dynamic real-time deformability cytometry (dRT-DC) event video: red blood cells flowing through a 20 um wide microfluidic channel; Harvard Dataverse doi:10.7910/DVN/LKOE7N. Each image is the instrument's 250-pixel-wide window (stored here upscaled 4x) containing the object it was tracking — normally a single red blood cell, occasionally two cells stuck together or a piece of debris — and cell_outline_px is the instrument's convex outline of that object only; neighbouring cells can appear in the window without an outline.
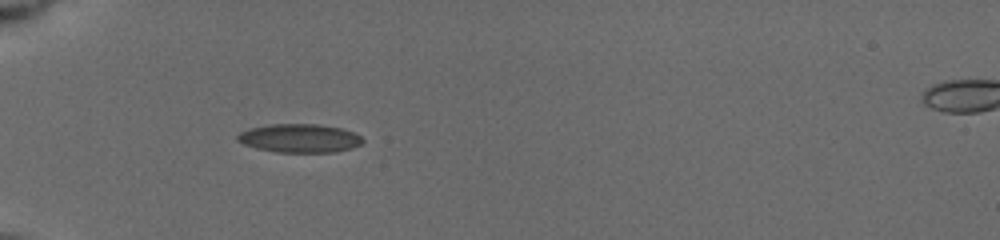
{"species": "common noctule bat (a hibernating species)", "species_latin": "Nyctalus noctula", "temperature_condition": "cold", "stored_images_in_passage": 36, "camera_frame_rate_fps": 3000, "um_per_image_px": 0.085, "animal": {"sex": "female", "body_mass_g": 19.5, "forearm_length_mm": 54.1}, "frame": {"image": 1, "passage_image": 12, "time_ms": 6.333, "image_size_px": [1000, 240], "cell_outline_px": [[364, 140], [360, 144], [352, 148], [336, 152], [276, 152], [256, 148], [244, 144], [236, 140], [236, 136], [240, 132], [252, 128], [272, 124], [316, 124], [340, 128], [352, 132], [360, 136]], "centroid_in_image_um": [25.45, 11.76], "position_along_channel_um": 59.5, "area_um2": 20.69}}
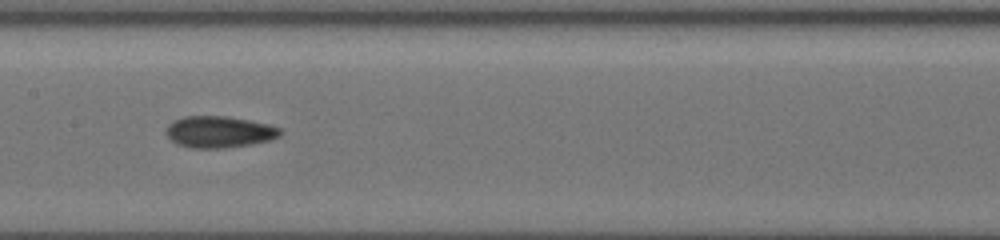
{"frame": {"image": 2, "passage_image": 23, "time_ms": 10.0, "image_size_px": [1000, 240], "cell_outline_px": [[280, 136], [268, 140], [252, 144], [224, 148], [192, 148], [180, 144], [172, 140], [168, 136], [168, 124], [184, 116], [224, 116], [248, 120], [268, 124], [280, 128]], "centroid_in_image_um": [18.65, 11.21], "position_along_channel_um": 188.7, "area_um2": 20.58}}
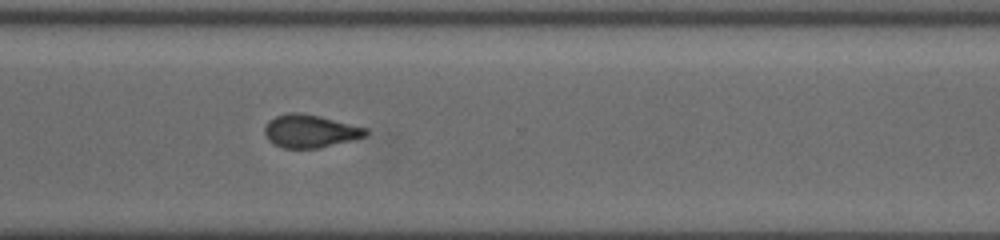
{"frame": {"image": 3, "passage_image": 35, "time_ms": 14.0, "image_size_px": [1000, 240], "cell_outline_px": [[368, 132], [364, 136], [320, 148], [284, 148], [272, 144], [268, 140], [264, 132], [264, 128], [268, 120], [276, 116], [288, 112], [296, 112], [320, 116], [368, 128]], "centroid_in_image_um": [26.31, 11.14], "position_along_channel_um": 344.3, "area_um2": 19.36}}